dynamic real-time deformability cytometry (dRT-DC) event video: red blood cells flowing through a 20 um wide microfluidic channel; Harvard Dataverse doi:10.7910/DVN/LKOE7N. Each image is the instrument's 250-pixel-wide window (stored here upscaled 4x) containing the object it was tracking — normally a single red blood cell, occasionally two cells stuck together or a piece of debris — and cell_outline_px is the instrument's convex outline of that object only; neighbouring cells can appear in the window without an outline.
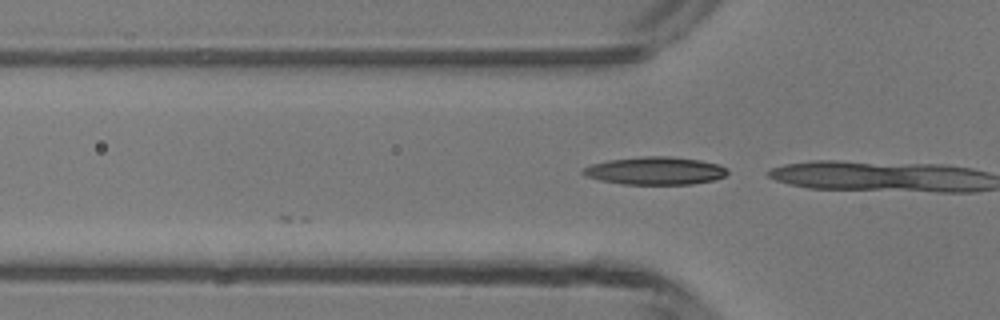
{"species": "common noctule bat (a hibernating species)", "species_latin": "Nyctalus noctula", "temperature_condition": "room temperature", "stored_images_in_passage": 5, "camera_frame_rate_fps": 3000, "um_per_image_px": 0.085, "animal": {"sex": "male", "body_mass_g": 13.3}, "frame": {"image": 1, "passage_image": 4, "time_ms": 3.333, "image_size_px": [1000, 320], "cell_outline_px": [[728, 172], [724, 176], [712, 180], [692, 184], [624, 184], [600, 180], [584, 176], [580, 172], [584, 168], [592, 164], [608, 160], [644, 156], [668, 156], [700, 160], [716, 164], [728, 168]], "centroid_in_image_um": [55.67, 14.51], "position_along_channel_um": 70.1, "area_um2": 23.29}}